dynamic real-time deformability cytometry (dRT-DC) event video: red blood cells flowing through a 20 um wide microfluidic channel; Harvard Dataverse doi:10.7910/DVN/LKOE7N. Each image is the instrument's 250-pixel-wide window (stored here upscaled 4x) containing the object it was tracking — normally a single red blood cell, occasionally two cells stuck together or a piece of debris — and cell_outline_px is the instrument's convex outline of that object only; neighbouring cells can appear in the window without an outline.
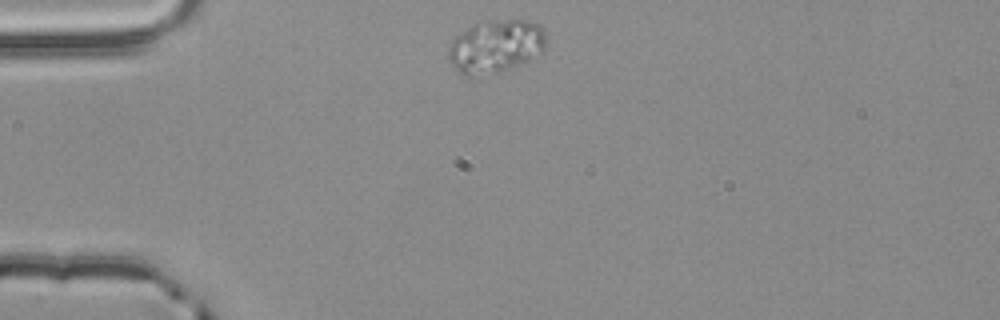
{"species": "common noctule bat (a hibernating species)", "species_latin": "Nyctalus noctula", "temperature_condition": "room temperature", "stored_images_in_passage": 43, "camera_frame_rate_fps": 3000, "um_per_image_px": 0.085, "animal": {"sex": "male", "body_mass_g": 20.4}, "frame": {"image": 1, "passage_image": 1, "time_ms": 0.0, "image_size_px": [1000, 320], "cell_outline_px": [[544, 48], [540, 52], [500, 76], [464, 76], [448, 60], [448, 48], [452, 40], [456, 36], [472, 24], [480, 20], [524, 20], [540, 24], [544, 28]], "centroid_in_image_um": [42.1, 3.97], "position_along_channel_um": 42.9, "area_um2": 30.81}}
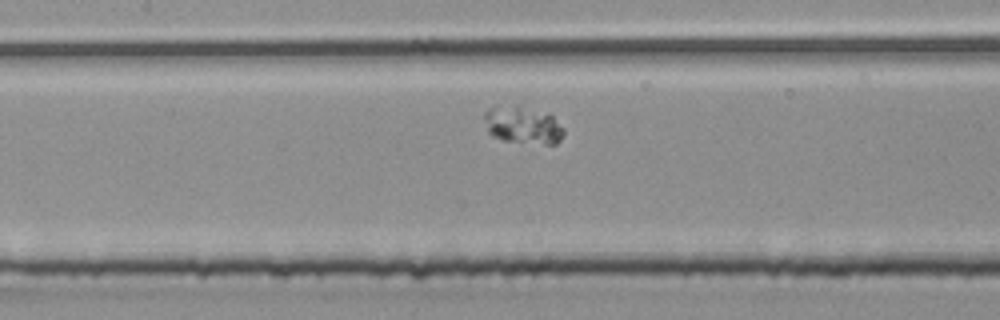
{"frame": {"image": 2, "passage_image": 13, "time_ms": 4.0, "image_size_px": [1000, 320], "cell_outline_px": [[564, 136], [556, 144], [544, 144], [504, 140], [492, 136], [488, 132], [484, 116], [484, 112], [488, 108], [496, 104], [520, 104], [552, 116], [564, 128]], "centroid_in_image_um": [44.41, 10.59], "position_along_channel_um": 163.0, "area_um2": 17.69}}
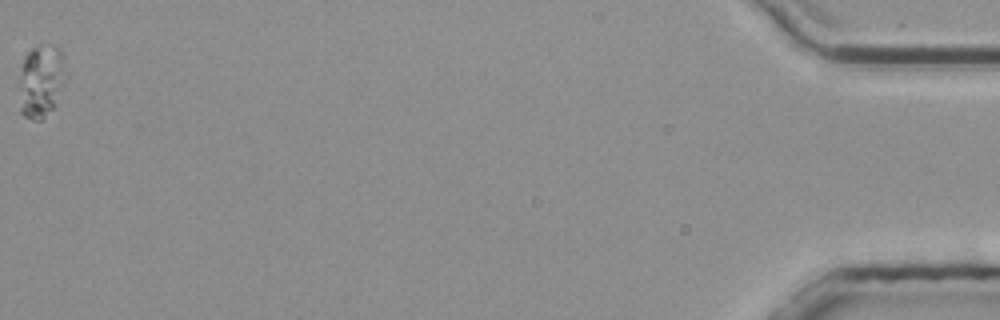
{"frame": {"image": 3, "passage_image": 43, "time_ms": 14.0, "image_size_px": [1000, 320], "cell_outline_px": [[68, 76], [56, 104], [40, 120], [32, 120], [24, 116], [20, 112], [20, 68], [24, 56], [32, 48], [40, 44], [52, 44], [60, 52]], "centroid_in_image_um": [3.5, 6.87], "position_along_channel_um": 431.7, "area_um2": 20.06}}